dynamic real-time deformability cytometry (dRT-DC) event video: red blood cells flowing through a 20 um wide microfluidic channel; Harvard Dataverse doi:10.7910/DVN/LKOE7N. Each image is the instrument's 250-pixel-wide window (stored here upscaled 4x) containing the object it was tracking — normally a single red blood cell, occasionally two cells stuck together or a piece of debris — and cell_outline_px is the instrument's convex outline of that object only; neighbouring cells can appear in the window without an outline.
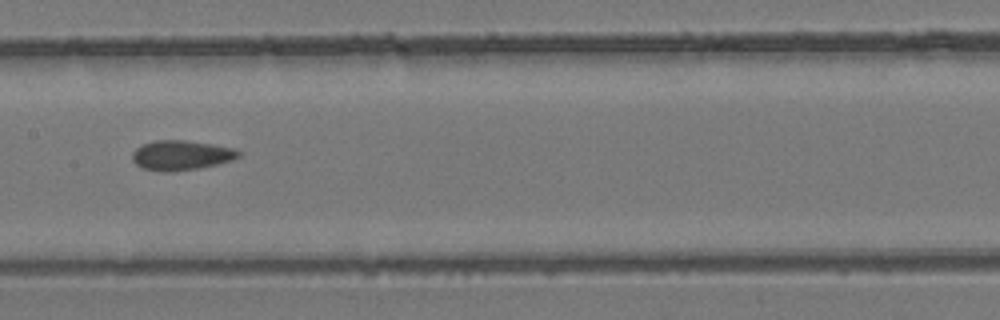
{"species": "common noctule bat (a hibernating species)", "species_latin": "Nyctalus noctula", "temperature_condition": "room temperature", "stored_images_in_passage": 7, "camera_frame_rate_fps": 3000, "um_per_image_px": 0.085, "animal": {"sex": "female", "body_mass_g": 24.6, "forearm_length_mm": 56.2}, "frame": {"image": 1, "passage_image": 7, "time_ms": 2.0, "image_size_px": [1000, 320], "cell_outline_px": [[240, 156], [232, 160], [216, 164], [196, 168], [172, 172], [164, 172], [144, 168], [136, 164], [132, 160], [132, 152], [136, 148], [144, 144], [156, 140], [184, 140], [212, 144], [236, 148], [240, 152]], "centroid_in_image_um": [15.4, 13.19], "position_along_channel_um": 192.0, "area_um2": 18.32}}